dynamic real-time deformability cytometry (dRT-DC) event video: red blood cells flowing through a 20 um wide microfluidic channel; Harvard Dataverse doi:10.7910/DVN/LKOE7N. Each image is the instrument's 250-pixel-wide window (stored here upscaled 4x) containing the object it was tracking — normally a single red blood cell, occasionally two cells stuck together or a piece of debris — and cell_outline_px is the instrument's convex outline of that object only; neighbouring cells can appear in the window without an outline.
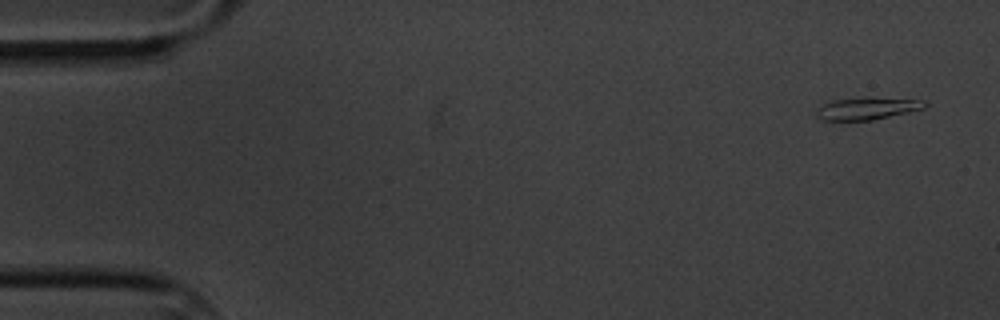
{"species": "common noctule bat (a hibernating species)", "species_latin": "Nyctalus noctula", "temperature_condition": "cold", "stored_images_in_passage": 4, "camera_frame_rate_fps": 3000, "um_per_image_px": 0.085, "animal": {"sex": "male", "body_mass_g": 20.1, "forearm_length_mm": 53.5}, "frame": {"image": 1, "passage_image": 1, "time_ms": 0.0, "image_size_px": [1000, 320], "cell_outline_px": [[928, 104], [924, 108], [908, 112], [872, 120], [820, 120], [812, 116], [816, 108], [820, 104], [832, 100], [868, 96], [872, 96], [928, 100]], "centroid_in_image_um": [73.66, 9.19], "position_along_channel_um": 11.3, "area_um2": 14.8}}